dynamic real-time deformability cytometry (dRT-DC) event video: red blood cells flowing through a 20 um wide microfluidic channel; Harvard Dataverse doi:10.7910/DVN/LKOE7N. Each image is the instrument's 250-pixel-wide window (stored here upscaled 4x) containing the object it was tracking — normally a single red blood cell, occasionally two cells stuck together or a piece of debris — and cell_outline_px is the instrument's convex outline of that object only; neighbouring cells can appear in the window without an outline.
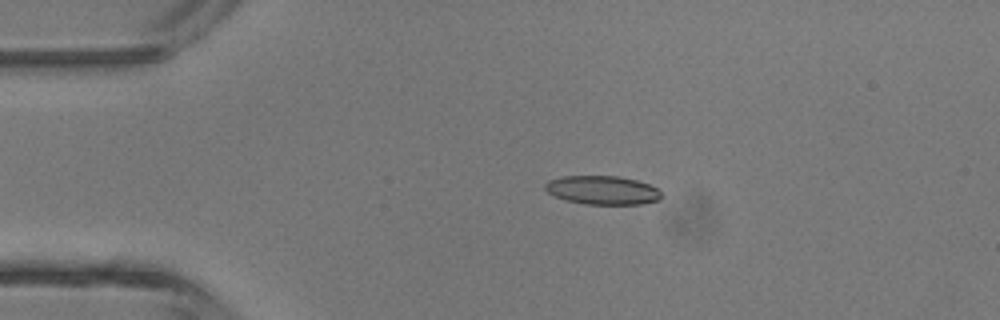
{"species": "common noctule bat (a hibernating species)", "species_latin": "Nyctalus noctula", "temperature_condition": "room temperature", "stored_images_in_passage": 4, "camera_frame_rate_fps": 3000, "um_per_image_px": 0.085, "animal": {"sex": "male", "body_mass_g": 13.3}, "frame": {"image": 1, "passage_image": 3, "time_ms": 3.0, "image_size_px": [1000, 320], "cell_outline_px": [[660, 200], [640, 204], [584, 204], [564, 200], [552, 196], [544, 188], [544, 184], [548, 180], [560, 176], [620, 176], [636, 180], [648, 184], [656, 188], [660, 192]], "centroid_in_image_um": [51.14, 16.16], "position_along_channel_um": 33.9, "area_um2": 19.59}}